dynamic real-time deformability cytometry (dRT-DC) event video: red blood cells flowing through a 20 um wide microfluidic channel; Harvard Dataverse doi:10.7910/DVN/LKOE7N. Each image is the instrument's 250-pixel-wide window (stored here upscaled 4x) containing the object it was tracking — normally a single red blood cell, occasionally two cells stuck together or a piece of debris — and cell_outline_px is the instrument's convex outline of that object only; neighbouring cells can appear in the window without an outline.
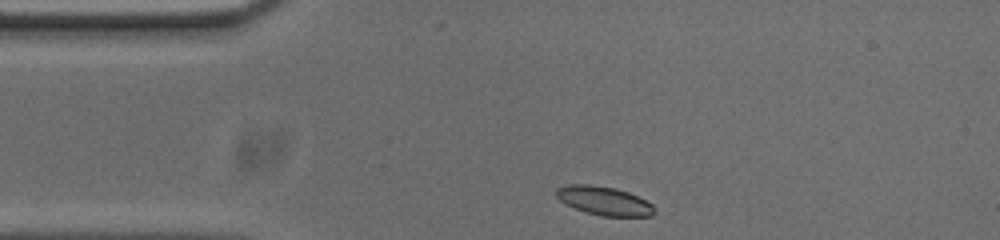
{"species": "common noctule bat (a hibernating species)", "species_latin": "Nyctalus noctula", "temperature_condition": "cold", "stored_images_in_passage": 35, "camera_frame_rate_fps": 3000, "um_per_image_px": 0.085, "animal": {"sex": "male", "body_mass_g": 20.0, "forearm_length_mm": 53.3}, "frame": {"image": 1, "passage_image": 1, "time_ms": 0.0, "image_size_px": [1000, 240], "cell_outline_px": [[656, 212], [652, 216], [600, 216], [564, 204], [556, 196], [556, 188], [568, 184], [588, 184], [616, 188], [628, 192], [652, 204], [656, 208]], "centroid_in_image_um": [51.35, 17.06], "position_along_channel_um": 33.7, "area_um2": 16.42}}
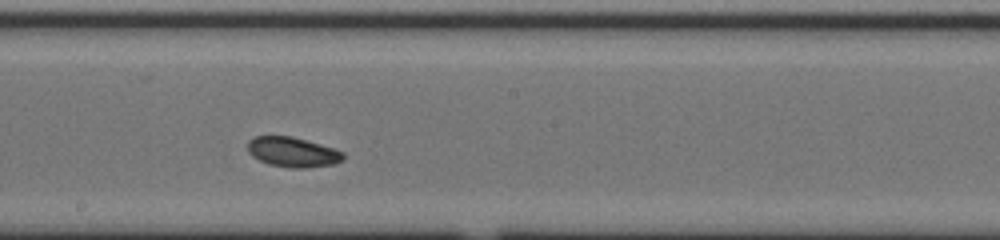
{"frame": {"image": 2, "passage_image": 19, "time_ms": 6.0, "image_size_px": [1000, 240], "cell_outline_px": [[344, 156], [340, 160], [332, 164], [304, 168], [288, 168], [268, 164], [252, 156], [248, 152], [248, 140], [256, 136], [288, 136], [304, 140], [332, 148], [344, 152]], "centroid_in_image_um": [24.82, 12.93], "position_along_channel_um": 223.4, "area_um2": 16.36}}
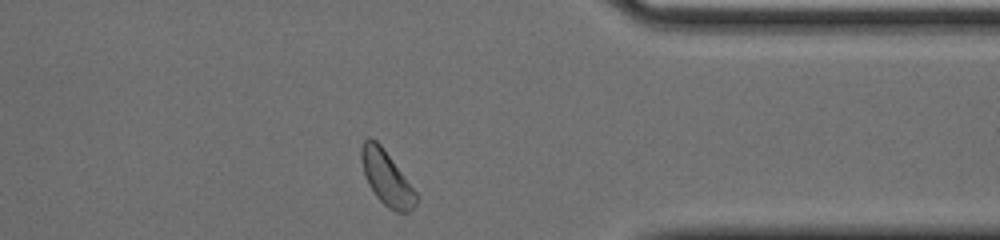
{"frame": {"image": 3, "passage_image": 33, "time_ms": 10.667, "image_size_px": [1000, 240], "cell_outline_px": [[420, 196], [416, 204], [408, 212], [396, 212], [388, 208], [376, 196], [368, 184], [364, 176], [360, 160], [360, 148], [364, 140], [368, 136], [372, 136], [384, 148]], "centroid_in_image_um": [32.85, 15.1], "position_along_channel_um": 378.5, "area_um2": 17.74}, "authors_computed_cell_mechanics": {"area_um2": 16.6464, "velocity_mm_per_s": 3.6529, "shape_relaxation_time_tau1_ms": 2.1877, "shape_relaxation_time_tau2_ms": null, "deformation_change_tau1": 0.0916, "deformation_change_tau2": null}}